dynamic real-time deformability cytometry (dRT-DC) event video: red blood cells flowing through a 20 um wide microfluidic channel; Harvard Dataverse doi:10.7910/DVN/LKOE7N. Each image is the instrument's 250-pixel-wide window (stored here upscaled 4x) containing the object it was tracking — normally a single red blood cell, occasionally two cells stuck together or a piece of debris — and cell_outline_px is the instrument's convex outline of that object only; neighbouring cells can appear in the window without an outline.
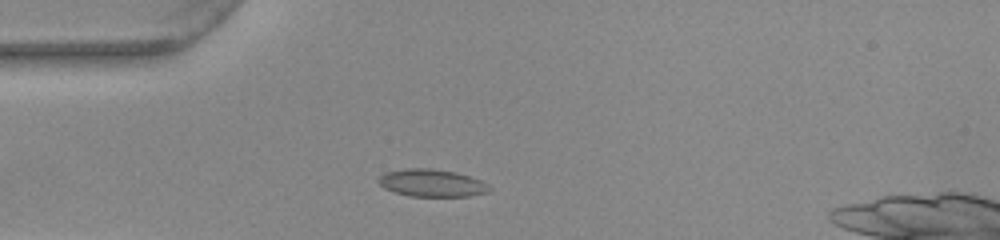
{"species": "common noctule bat (a hibernating species)", "species_latin": "Nyctalus noctula", "temperature_condition": "warm", "stored_images_in_passage": 29, "camera_frame_rate_fps": 3000, "um_per_image_px": 0.085, "animal": {"sex": "female", "body_mass_g": 22.0, "forearm_length_mm": 56.7}, "frame": {"image": 1, "passage_image": 1, "time_ms": 0.0, "image_size_px": [1000, 240], "cell_outline_px": [[492, 188], [488, 192], [468, 196], [408, 196], [384, 188], [376, 180], [384, 172], [408, 168], [432, 168], [456, 172], [480, 180], [488, 184]], "centroid_in_image_um": [36.69, 15.55], "position_along_channel_um": 48.3, "area_um2": 17.74}}
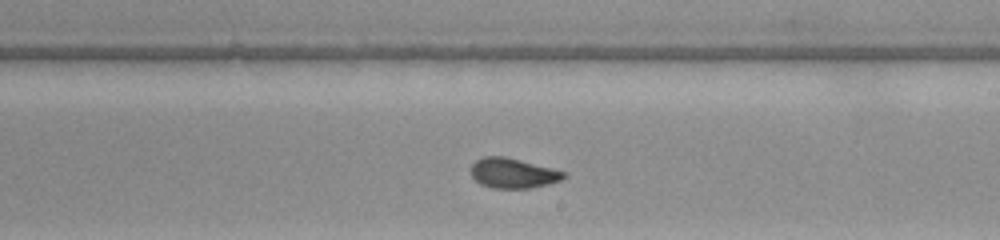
{"frame": {"image": 2, "passage_image": 17, "time_ms": 5.333, "image_size_px": [1000, 240], "cell_outline_px": [[564, 176], [560, 180], [548, 184], [528, 188], [492, 188], [480, 184], [472, 176], [472, 164], [476, 160], [484, 156], [504, 156], [520, 160], [564, 172]], "centroid_in_image_um": [43.55, 14.72], "position_along_channel_um": 245.5, "area_um2": 15.84}}
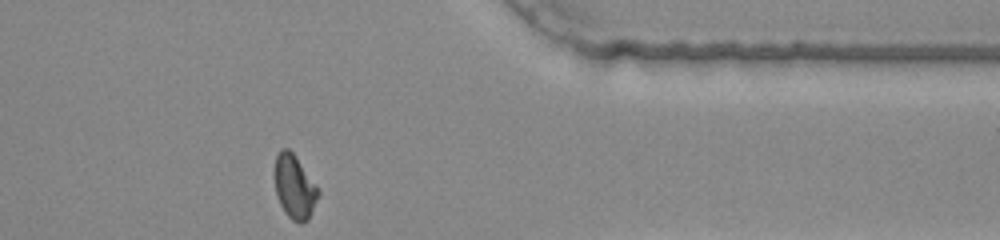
{"frame": {"image": 3, "passage_image": 29, "time_ms": 9.333, "image_size_px": [1000, 240], "cell_outline_px": [[320, 192], [308, 220], [300, 224], [292, 220], [284, 212], [280, 204], [276, 192], [276, 156], [280, 148], [288, 148], [292, 152], [316, 184]], "centroid_in_image_um": [25.05, 15.9], "position_along_channel_um": 386.4, "area_um2": 15.9}, "authors_computed_cell_mechanics": {"area_um2": 16.473, "velocity_mm_per_s": 3.9509, "shape_relaxation_time_tau1_ms": 5.7622, "shape_relaxation_time_tau2_ms": 0.9261, "deformation_change_tau1": 0.1409, "deformation_change_tau2": 0.0584}}